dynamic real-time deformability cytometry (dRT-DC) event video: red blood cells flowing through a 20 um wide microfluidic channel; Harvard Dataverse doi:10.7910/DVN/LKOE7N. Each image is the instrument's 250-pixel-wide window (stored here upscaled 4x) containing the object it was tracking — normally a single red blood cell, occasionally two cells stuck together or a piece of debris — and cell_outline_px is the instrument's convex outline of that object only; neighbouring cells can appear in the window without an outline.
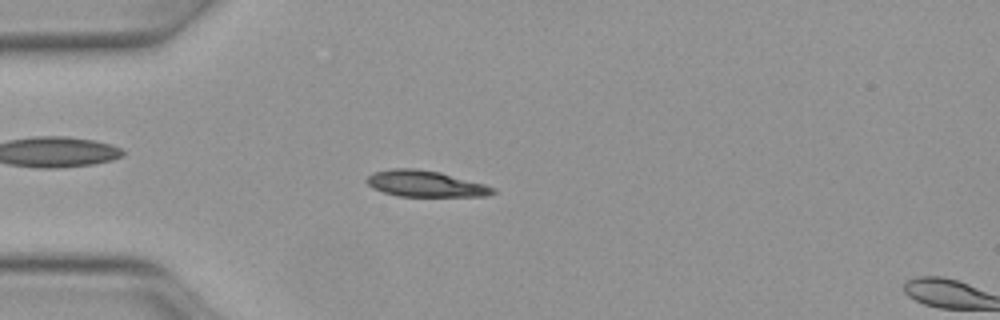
{"species": "Egyptian fruit bat (a non-hibernating species)", "species_latin": "Rousettus aegyptiacus", "temperature_condition": "warm", "stored_images_in_passage": 15, "camera_frame_rate_fps": 3000, "um_per_image_px": 0.085, "animal": {"sex": "female"}, "frame": {"image": 1, "passage_image": 13, "time_ms": 4.0, "image_size_px": [1000, 320], "cell_outline_px": [[496, 192], [484, 196], [400, 196], [384, 192], [372, 188], [364, 180], [372, 172], [392, 168], [416, 168], [440, 172], [484, 184], [496, 188]], "centroid_in_image_um": [36.12, 15.61], "position_along_channel_um": 48.9, "area_um2": 19.25}}